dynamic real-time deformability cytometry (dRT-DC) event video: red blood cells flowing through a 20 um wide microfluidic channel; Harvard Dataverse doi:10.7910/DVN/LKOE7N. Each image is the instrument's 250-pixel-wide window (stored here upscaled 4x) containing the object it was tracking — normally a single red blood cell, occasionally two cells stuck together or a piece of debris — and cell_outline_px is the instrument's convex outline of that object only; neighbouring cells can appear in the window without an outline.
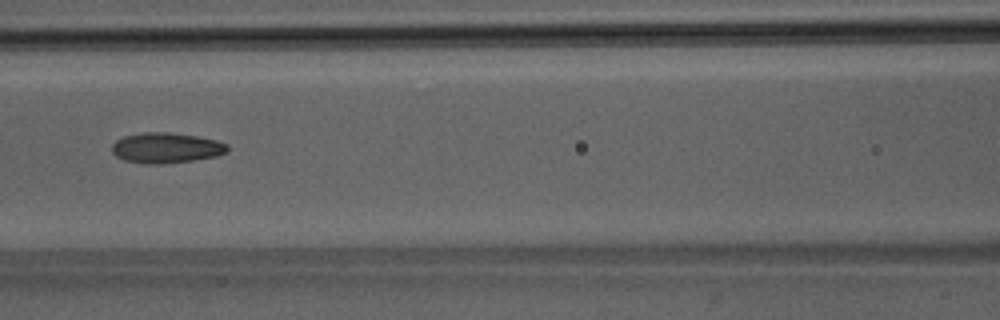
{"species": "Egyptian fruit bat (a non-hibernating species)", "species_latin": "Rousettus aegyptiacus", "temperature_condition": "room temperature", "stored_images_in_passage": 50, "camera_frame_rate_fps": 3000, "um_per_image_px": 0.085, "animal": {"sex": "male"}, "frame": {"image": 1, "passage_image": 22, "time_ms": 7.0, "image_size_px": [1000, 320], "cell_outline_px": [[228, 152], [216, 156], [192, 160], [164, 164], [144, 164], [124, 160], [116, 156], [112, 152], [112, 144], [116, 140], [124, 136], [144, 132], [168, 132], [196, 136], [216, 140], [228, 144]], "centroid_in_image_um": [14.11, 12.57], "position_along_channel_um": 152.5, "area_um2": 20.52}}
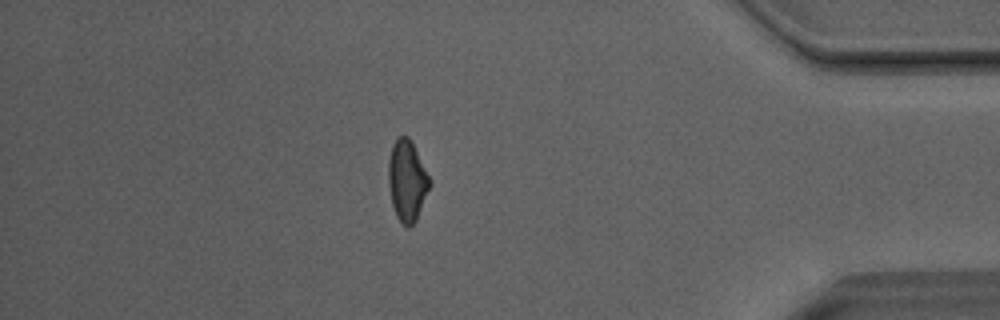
{"frame": {"image": 2, "passage_image": 43, "time_ms": 14.0, "image_size_px": [1000, 320], "cell_outline_px": [[432, 184], [416, 220], [408, 228], [396, 216], [392, 204], [388, 180], [388, 160], [392, 144], [400, 136], [408, 136], [432, 180]], "centroid_in_image_um": [34.61, 15.36], "position_along_channel_um": 400.6, "area_um2": 19.42}}
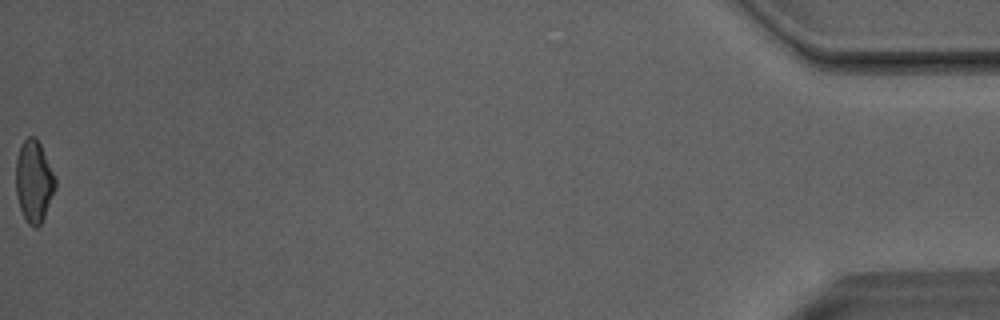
{"frame": {"image": 3, "passage_image": 50, "time_ms": 16.333, "image_size_px": [1000, 320], "cell_outline_px": [[56, 188], [44, 216], [40, 224], [36, 228], [32, 228], [28, 224], [20, 208], [16, 196], [16, 160], [20, 148], [24, 140], [28, 136], [36, 136], [56, 176]], "centroid_in_image_um": [2.89, 15.41], "position_along_channel_um": 432.3, "area_um2": 18.84}, "authors_computed_cell_mechanics": {"area_um2": 19.9988, "velocity_mm_per_s": 4.0735, "shape_relaxation_time_tau1_ms": 7.7241, "shape_relaxation_time_tau2_ms": 2.8886, "deformation_change_tau1": 0.1765, "deformation_change_tau2": 0.1022}}